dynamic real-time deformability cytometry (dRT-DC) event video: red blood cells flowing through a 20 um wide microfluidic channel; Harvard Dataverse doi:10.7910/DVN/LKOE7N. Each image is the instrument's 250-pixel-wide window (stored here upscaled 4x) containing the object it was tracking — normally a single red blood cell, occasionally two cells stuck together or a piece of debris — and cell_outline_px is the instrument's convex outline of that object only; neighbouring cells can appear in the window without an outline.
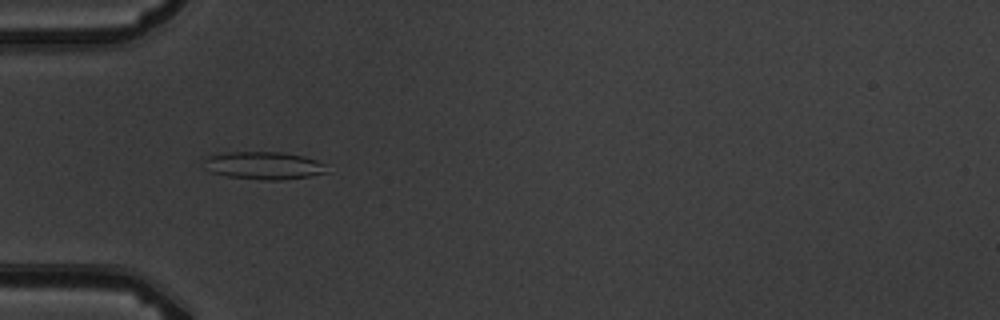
{"species": "common noctule bat (a hibernating species)", "species_latin": "Nyctalus noctula", "temperature_condition": "warm", "stored_images_in_passage": 2, "camera_frame_rate_fps": 3000, "um_per_image_px": 0.085, "animal": {"sex": "male", "body_mass_g": 19.5, "forearm_length_mm": 54.6}, "frame": {"image": 1, "passage_image": 2, "time_ms": 1.333, "image_size_px": [1000, 320], "cell_outline_px": [[328, 172], [308, 176], [284, 180], [264, 180], [228, 176], [212, 172], [204, 160], [208, 156], [228, 152], [284, 152], [304, 156], [316, 160], [324, 164]], "centroid_in_image_um": [22.48, 14.06], "position_along_channel_um": 62.5, "area_um2": 19.54}}